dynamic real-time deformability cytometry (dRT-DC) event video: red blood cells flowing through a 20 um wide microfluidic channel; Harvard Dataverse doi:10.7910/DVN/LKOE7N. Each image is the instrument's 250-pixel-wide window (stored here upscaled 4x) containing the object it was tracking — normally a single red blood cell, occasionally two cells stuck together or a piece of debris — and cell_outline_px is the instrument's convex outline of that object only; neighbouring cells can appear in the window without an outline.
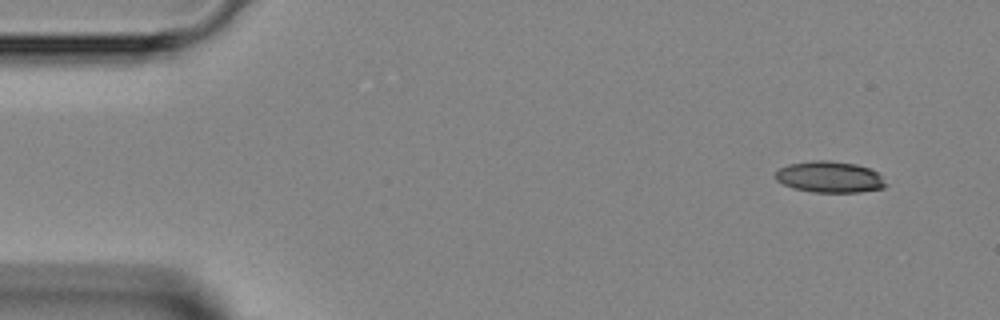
{"species": "Egyptian fruit bat (a non-hibernating species)", "species_latin": "Rousettus aegyptiacus", "temperature_condition": "room temperature", "stored_images_in_passage": 5, "camera_frame_rate_fps": 3000, "um_per_image_px": 0.085, "animal": {"sex": "female"}, "frame": {"image": 1, "passage_image": 1, "time_ms": 0.0, "image_size_px": [1000, 320], "cell_outline_px": [[888, 184], [884, 188], [860, 192], [812, 192], [792, 188], [776, 180], [772, 176], [780, 168], [788, 164], [812, 160], [828, 160], [856, 164], [868, 168], [876, 172]], "centroid_in_image_um": [70.49, 15.04], "position_along_channel_um": 14.5, "area_um2": 20.23}}
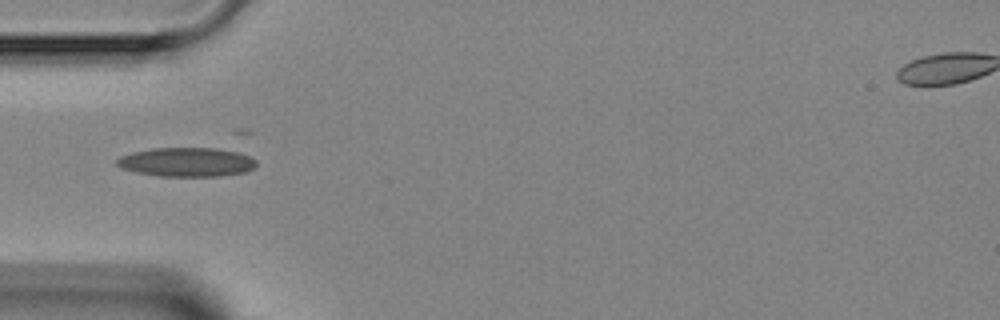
{"frame": {"image": 2, "passage_image": 3, "time_ms": 3.667, "image_size_px": [1000, 320], "cell_outline_px": [[256, 164], [252, 168], [244, 172], [220, 176], [156, 176], [136, 172], [120, 168], [116, 164], [116, 160], [120, 156], [132, 152], [152, 148], [216, 148], [236, 152], [248, 156], [256, 160]], "centroid_in_image_um": [15.81, 13.78], "position_along_channel_um": 69.2, "area_um2": 23.58}}
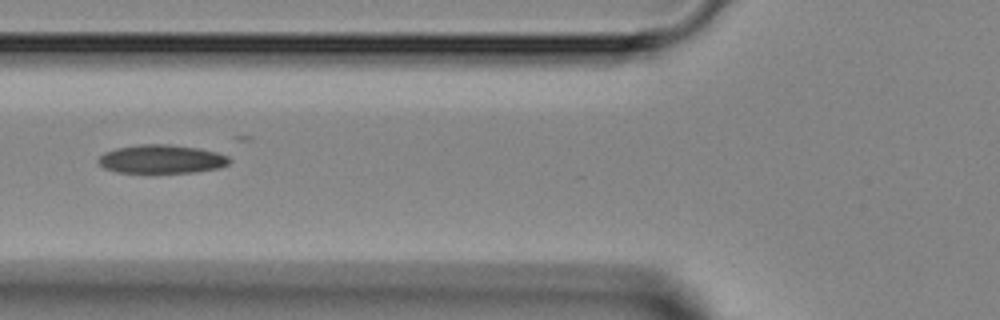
{"frame": {"image": 3, "passage_image": 4, "time_ms": 4.667, "image_size_px": [1000, 320], "cell_outline_px": [[232, 160], [228, 164], [220, 168], [196, 172], [116, 172], [104, 168], [96, 160], [104, 152], [116, 148], [140, 144], [168, 144], [200, 148], [216, 152], [228, 156]], "centroid_in_image_um": [13.74, 13.52], "position_along_channel_um": 112.1, "area_um2": 21.91}}